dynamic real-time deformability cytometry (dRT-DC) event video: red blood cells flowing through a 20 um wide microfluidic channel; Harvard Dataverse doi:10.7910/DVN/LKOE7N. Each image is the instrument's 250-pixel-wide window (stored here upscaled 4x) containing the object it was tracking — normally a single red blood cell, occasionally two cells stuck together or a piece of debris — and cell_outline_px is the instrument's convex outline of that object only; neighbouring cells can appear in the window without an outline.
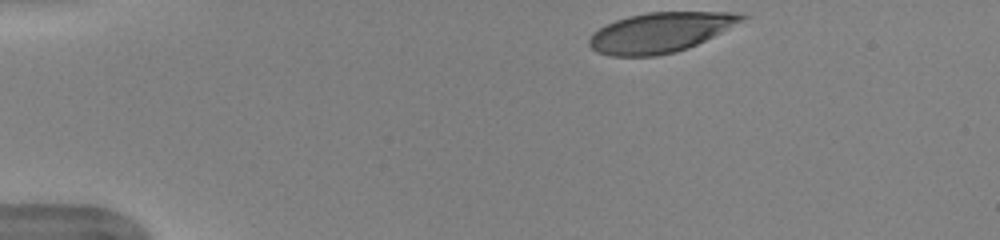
{"species": "human", "species_latin": "Homo sapiens", "temperature_condition": "warm", "stored_images_in_passage": 15, "camera_frame_rate_fps": 3000, "um_per_image_px": 0.085, "donor": {"sex": "female"}, "frame": {"image": 1, "passage_image": 1, "time_ms": 0.0, "image_size_px": [1000, 240], "cell_outline_px": [[752, 16], [688, 48], [676, 52], [656, 56], [612, 56], [596, 52], [588, 44], [588, 40], [592, 32], [616, 20], [628, 16], [648, 12], [740, 12]], "centroid_in_image_um": [56.12, 2.75], "position_along_channel_um": 28.9, "area_um2": 35.43}}
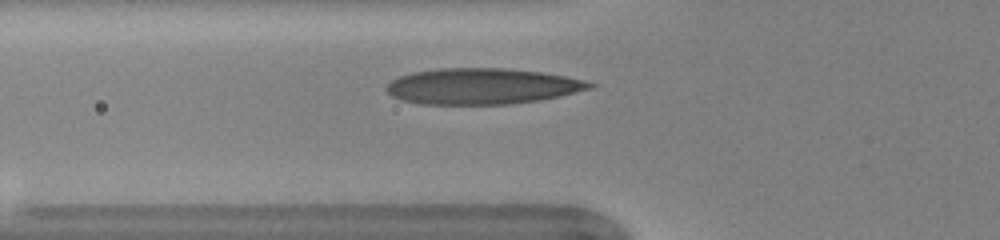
{"frame": {"image": 2, "passage_image": 9, "time_ms": 2.667, "image_size_px": [1000, 240], "cell_outline_px": [[596, 84], [592, 88], [560, 96], [540, 100], [512, 104], [420, 104], [400, 100], [392, 96], [384, 88], [392, 80], [400, 76], [412, 72], [440, 68], [504, 68], [540, 72], [564, 76], [584, 80]], "centroid_in_image_um": [40.96, 7.33], "position_along_channel_um": 84.8, "area_um2": 42.6}}